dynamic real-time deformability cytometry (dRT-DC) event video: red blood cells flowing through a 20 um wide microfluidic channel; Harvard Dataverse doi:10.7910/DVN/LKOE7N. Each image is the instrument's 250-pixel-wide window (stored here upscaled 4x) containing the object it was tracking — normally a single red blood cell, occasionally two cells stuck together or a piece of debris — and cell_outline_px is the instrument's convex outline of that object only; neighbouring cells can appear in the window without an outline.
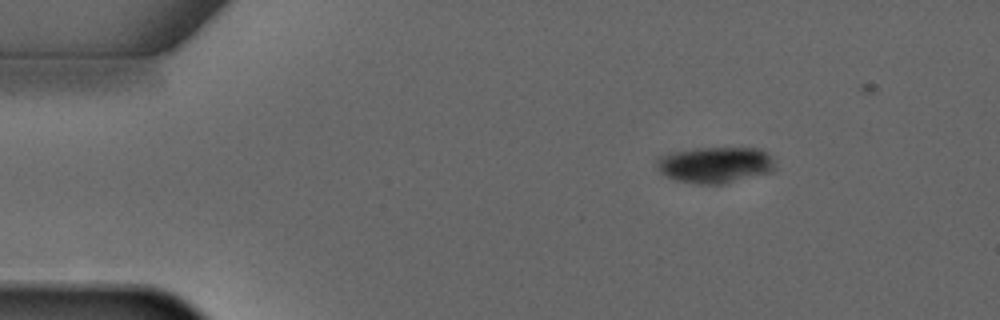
{"species": "common noctule bat (a hibernating species)", "species_latin": "Nyctalus noctula", "temperature_condition": "warm", "stored_images_in_passage": 3, "camera_frame_rate_fps": 3000, "um_per_image_px": 0.085, "animal": {"sex": "male", "forearm_length_mm": 52.5}, "frame": {"image": 1, "passage_image": 1, "time_ms": 0.0, "image_size_px": [1000, 320], "cell_outline_px": [[776, 168], [772, 172], [724, 184], [696, 184], [676, 180], [660, 172], [656, 168], [656, 156], [668, 152], [692, 148], [760, 148], [768, 152], [772, 156]], "centroid_in_image_um": [60.78, 14.0], "position_along_channel_um": 24.2, "area_um2": 25.55}}
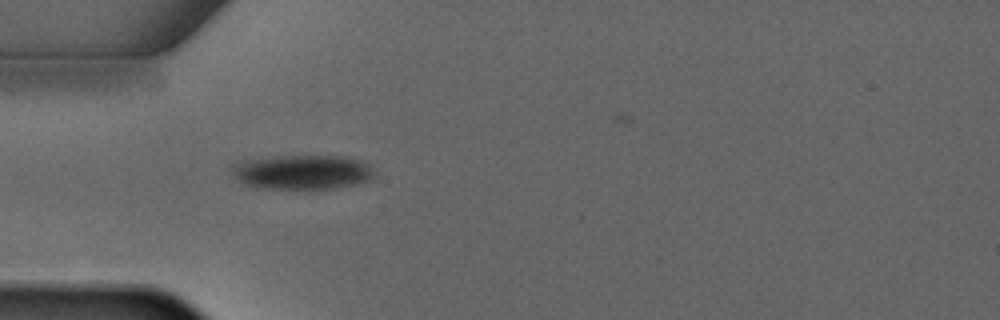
{"frame": {"image": 2, "passage_image": 3, "time_ms": 2.333, "image_size_px": [1000, 320], "cell_outline_px": [[376, 176], [372, 180], [336, 188], [256, 188], [244, 184], [232, 176], [232, 164], [240, 160], [276, 156], [344, 156], [360, 160], [368, 164], [376, 172]], "centroid_in_image_um": [25.69, 14.62], "position_along_channel_um": 59.3, "area_um2": 28.96}}